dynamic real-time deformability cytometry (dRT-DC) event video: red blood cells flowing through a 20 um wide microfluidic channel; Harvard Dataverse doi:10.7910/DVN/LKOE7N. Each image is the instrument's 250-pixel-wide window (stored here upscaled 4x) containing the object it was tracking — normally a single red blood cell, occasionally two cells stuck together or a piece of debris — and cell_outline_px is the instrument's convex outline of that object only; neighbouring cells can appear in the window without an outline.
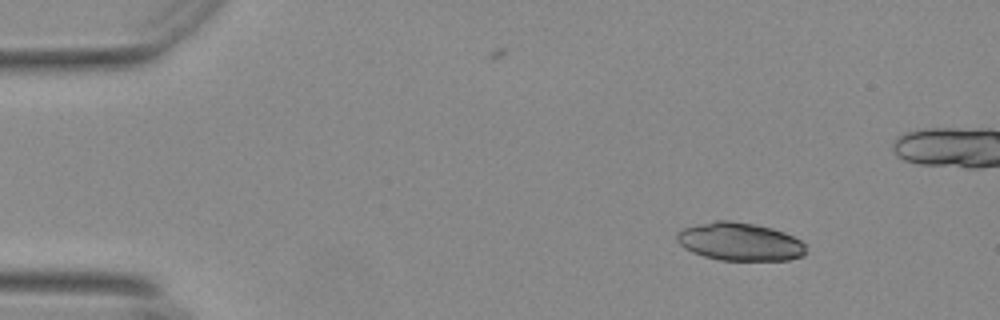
{"species": "Egyptian fruit bat (a non-hibernating species)", "species_latin": "Rousettus aegyptiacus", "temperature_condition": "warm", "stored_images_in_passage": 50, "camera_frame_rate_fps": 3000, "um_per_image_px": 0.085, "animal": {"sex": "female"}, "frame": {"image": 1, "passage_image": 1, "time_ms": 0.0, "image_size_px": [1000, 320], "cell_outline_px": [[804, 256], [788, 260], [720, 260], [704, 256], [692, 252], [684, 248], [676, 240], [676, 232], [684, 228], [716, 220], [732, 220], [756, 224], [772, 228], [784, 232], [800, 240], [804, 244]], "centroid_in_image_um": [62.87, 20.54], "position_along_channel_um": 22.1, "area_um2": 28.61}}
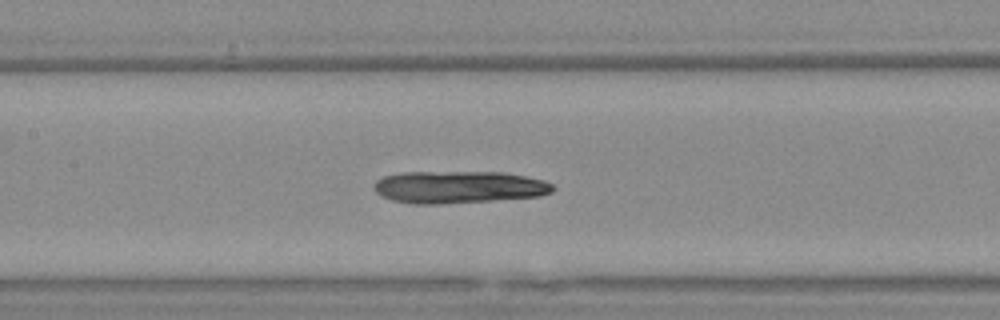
{"frame": {"image": 2, "passage_image": 20, "time_ms": 6.333, "image_size_px": [1000, 320], "cell_outline_px": [[556, 188], [552, 192], [540, 196], [492, 200], [440, 204], [412, 204], [392, 200], [376, 192], [376, 180], [384, 176], [400, 172], [504, 172], [544, 180], [552, 184]], "centroid_in_image_um": [39.01, 15.9], "position_along_channel_um": 168.4, "area_um2": 33.58}}
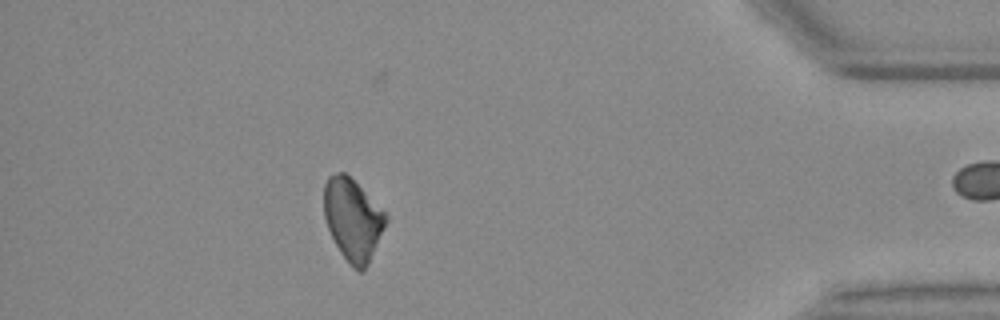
{"frame": {"image": 3, "passage_image": 43, "time_ms": 14.0, "image_size_px": [1000, 320], "cell_outline_px": [[388, 220], [368, 264], [364, 272], [360, 272], [352, 268], [340, 252], [328, 228], [324, 216], [324, 184], [328, 176], [336, 172], [344, 172], [388, 216]], "centroid_in_image_um": [29.97, 18.69], "position_along_channel_um": 405.2, "area_um2": 29.07}}